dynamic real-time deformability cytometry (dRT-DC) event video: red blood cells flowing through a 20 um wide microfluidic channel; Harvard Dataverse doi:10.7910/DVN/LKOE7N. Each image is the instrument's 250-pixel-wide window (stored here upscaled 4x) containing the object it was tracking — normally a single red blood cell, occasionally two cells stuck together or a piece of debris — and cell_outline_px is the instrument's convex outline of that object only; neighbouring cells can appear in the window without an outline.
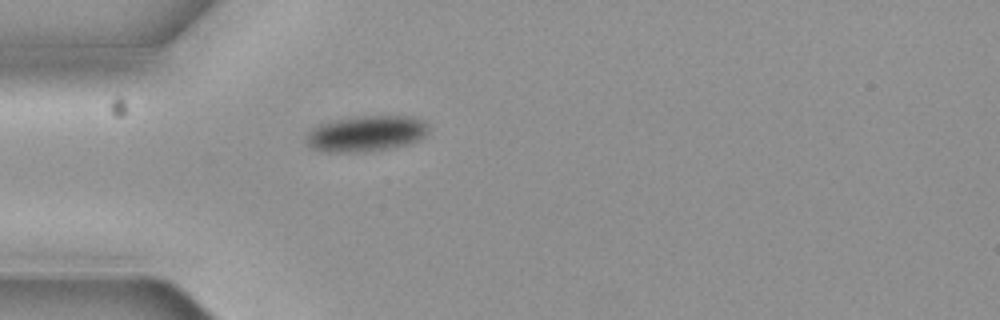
{"species": "common noctule bat (a hibernating species)", "species_latin": "Nyctalus noctula", "temperature_condition": "cold", "stored_images_in_passage": 1, "camera_frame_rate_fps": 3000, "um_per_image_px": 0.085, "animal": {"sex": "female", "body_mass_g": 19.3, "forearm_length_mm": 54.1}, "frame": {"image": 1, "passage_image": 1, "time_ms": 0.0, "image_size_px": [1000, 320], "cell_outline_px": [[428, 132], [420, 140], [408, 144], [388, 148], [364, 152], [328, 152], [312, 148], [304, 140], [304, 136], [312, 128], [320, 124], [336, 120], [356, 116], [412, 116], [424, 120], [428, 124]], "centroid_in_image_um": [31.13, 11.35], "position_along_channel_um": 53.9, "area_um2": 25.72}}